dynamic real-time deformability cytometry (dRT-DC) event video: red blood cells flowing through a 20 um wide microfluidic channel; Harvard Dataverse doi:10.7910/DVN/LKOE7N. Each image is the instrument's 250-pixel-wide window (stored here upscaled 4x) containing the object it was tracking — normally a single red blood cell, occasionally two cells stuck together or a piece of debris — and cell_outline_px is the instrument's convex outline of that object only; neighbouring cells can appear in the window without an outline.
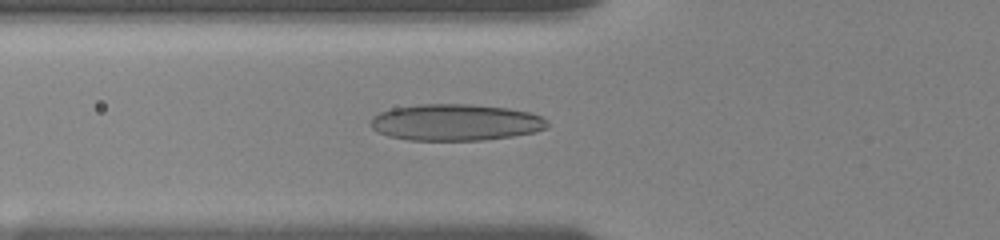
{"species": "human", "species_latin": "Homo sapiens", "temperature_condition": "room temperature", "stored_images_in_passage": 18, "camera_frame_rate_fps": 3000, "um_per_image_px": 0.085, "donor": {"sex": "female"}, "frame": {"image": 1, "passage_image": 16, "time_ms": 6.667, "image_size_px": [1000, 240], "cell_outline_px": [[548, 128], [536, 132], [512, 136], [484, 140], [408, 140], [388, 136], [372, 128], [372, 116], [380, 112], [392, 108], [420, 104], [472, 104], [508, 108], [528, 112], [540, 116], [548, 120]], "centroid_in_image_um": [38.75, 10.4], "position_along_channel_um": 87.0, "area_um2": 37.69}}
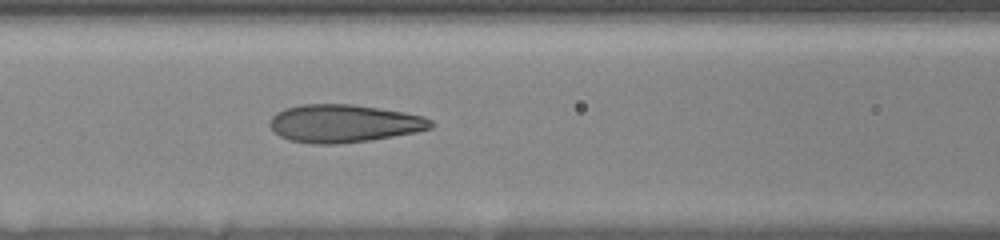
{"frame": {"image": 2, "passage_image": 18, "time_ms": 8.0, "image_size_px": [1000, 240], "cell_outline_px": [[436, 124], [432, 128], [416, 132], [372, 140], [336, 144], [316, 144], [288, 140], [280, 136], [268, 124], [272, 116], [276, 112], [284, 108], [300, 104], [348, 104], [404, 112], [424, 116], [432, 120]], "centroid_in_image_um": [29.24, 10.49], "position_along_channel_um": 137.4, "area_um2": 35.66}}